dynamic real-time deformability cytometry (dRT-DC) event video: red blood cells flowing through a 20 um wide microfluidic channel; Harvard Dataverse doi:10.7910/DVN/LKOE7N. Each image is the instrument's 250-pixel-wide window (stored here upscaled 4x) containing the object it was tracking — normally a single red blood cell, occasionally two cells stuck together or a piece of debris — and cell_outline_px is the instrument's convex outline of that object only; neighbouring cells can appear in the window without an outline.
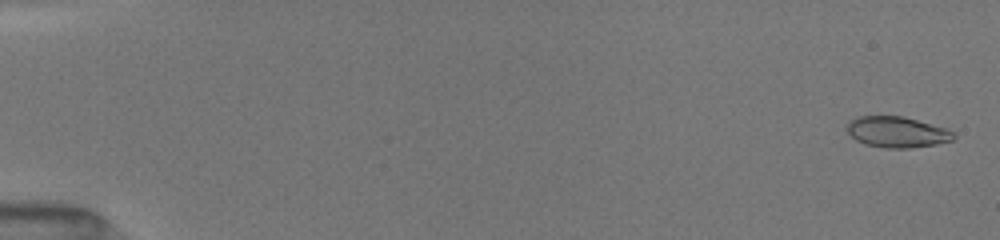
{"species": "common noctule bat (a hibernating species)", "species_latin": "Nyctalus noctula", "temperature_condition": "room temperature", "stored_images_in_passage": 52, "camera_frame_rate_fps": 3000, "um_per_image_px": 0.085, "animal": {"sex": "female", "body_mass_g": 19.5, "forearm_length_mm": 54.1}, "frame": {"image": 1, "passage_image": 2, "time_ms": 0.333, "image_size_px": [1000, 240], "cell_outline_px": [[956, 136], [952, 140], [936, 144], [908, 148], [884, 148], [864, 144], [856, 140], [844, 128], [856, 116], [904, 116], [948, 128]], "centroid_in_image_um": [76.24, 11.22], "position_along_channel_um": 8.8, "area_um2": 19.31}}
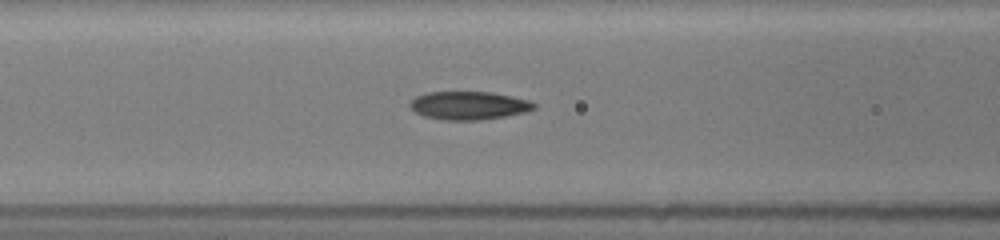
{"frame": {"image": 2, "passage_image": 23, "time_ms": 7.333, "image_size_px": [1000, 240], "cell_outline_px": [[536, 108], [524, 112], [504, 116], [480, 120], [444, 120], [424, 116], [416, 112], [408, 104], [416, 96], [424, 92], [492, 92], [512, 96], [528, 100], [536, 104]], "centroid_in_image_um": [39.83, 8.96], "position_along_channel_um": 126.8, "area_um2": 20.35}}
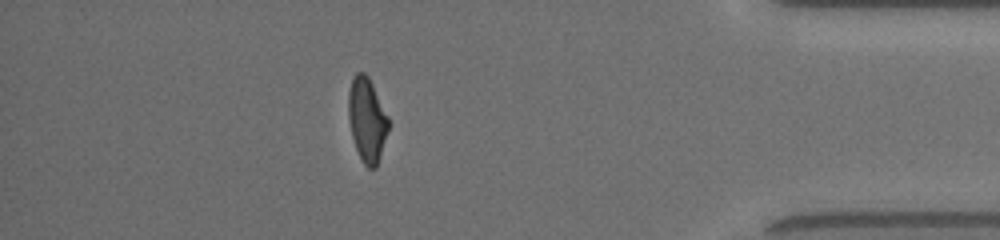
{"frame": {"image": 3, "passage_image": 46, "time_ms": 15.0, "image_size_px": [1000, 240], "cell_outline_px": [[388, 128], [380, 156], [376, 168], [368, 168], [364, 164], [356, 148], [352, 136], [348, 116], [348, 92], [352, 76], [356, 72], [364, 72], [368, 76], [388, 116]], "centroid_in_image_um": [31.17, 10.14], "position_along_channel_um": 404.0, "area_um2": 19.42}, "authors_computed_cell_mechanics": {"area_um2": 19.7965, "velocity_mm_per_s": 4.0789, "shape_relaxation_time_tau1_ms": 7.2133, "shape_relaxation_time_tau2_ms": 1.1151, "deformation_change_tau1": 0.2623, "deformation_change_tau2": 0.0782}}